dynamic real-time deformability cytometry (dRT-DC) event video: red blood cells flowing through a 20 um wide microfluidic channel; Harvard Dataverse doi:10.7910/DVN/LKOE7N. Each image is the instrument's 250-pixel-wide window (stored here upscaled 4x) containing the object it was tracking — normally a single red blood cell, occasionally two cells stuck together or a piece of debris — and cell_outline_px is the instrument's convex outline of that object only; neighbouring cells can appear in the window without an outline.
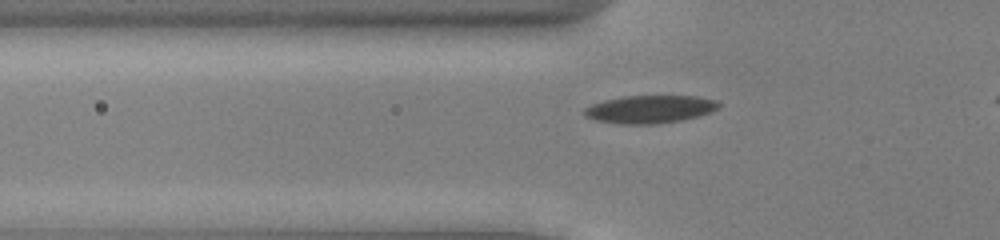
{"species": "common noctule bat (a hibernating species)", "species_latin": "Nyctalus noctula", "temperature_condition": "cold", "stored_images_in_passage": 39, "camera_frame_rate_fps": 3000, "um_per_image_px": 0.085, "animal": {"sex": "male", "body_mass_g": 13.0, "forearm_length_mm": 53.1}, "frame": {"image": 1, "passage_image": 10, "time_ms": 3.0, "image_size_px": [1000, 240], "cell_outline_px": [[720, 108], [712, 112], [680, 120], [656, 124], [620, 124], [596, 120], [584, 116], [584, 108], [592, 104], [604, 100], [624, 96], [696, 96], [716, 100], [720, 104]], "centroid_in_image_um": [55.24, 9.28], "position_along_channel_um": 70.6, "area_um2": 21.79}}
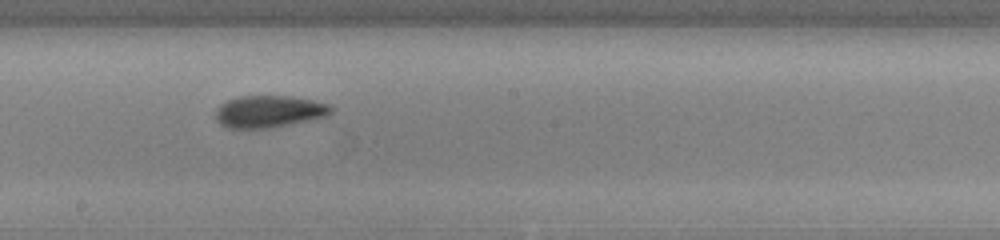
{"frame": {"image": 2, "passage_image": 22, "time_ms": 7.0, "image_size_px": [1000, 240], "cell_outline_px": [[332, 112], [328, 116], [272, 128], [228, 128], [220, 124], [216, 120], [216, 108], [220, 104], [228, 100], [240, 96], [288, 96], [312, 100], [328, 104], [332, 108]], "centroid_in_image_um": [22.85, 9.48], "position_along_channel_um": 225.3, "area_um2": 21.56}}
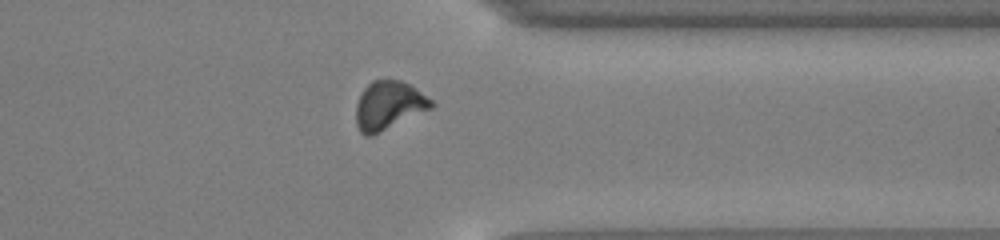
{"frame": {"image": 3, "passage_image": 34, "time_ms": 11.0, "image_size_px": [1000, 240], "cell_outline_px": [[436, 104], [432, 108], [372, 136], [364, 136], [360, 132], [356, 124], [356, 104], [360, 92], [372, 80], [400, 80], [408, 84], [432, 100]], "centroid_in_image_um": [33.01, 8.97], "position_along_channel_um": 378.4, "area_um2": 21.27}}